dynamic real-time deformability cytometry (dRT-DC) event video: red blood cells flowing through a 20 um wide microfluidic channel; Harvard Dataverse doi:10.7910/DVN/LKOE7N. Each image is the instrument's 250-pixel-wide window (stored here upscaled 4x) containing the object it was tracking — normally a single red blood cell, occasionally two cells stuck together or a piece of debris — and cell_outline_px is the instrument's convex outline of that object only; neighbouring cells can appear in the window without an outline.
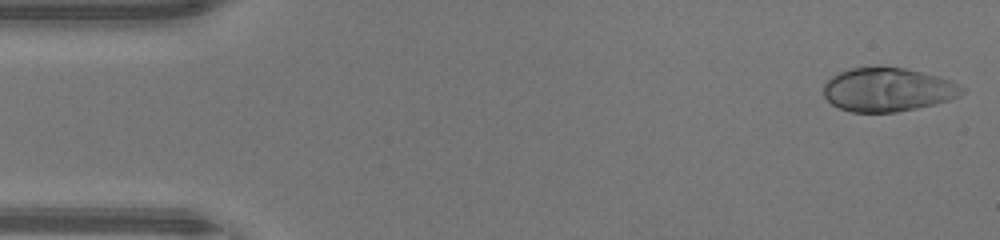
{"species": "human", "species_latin": "Homo sapiens", "temperature_condition": "warm", "stored_images_in_passage": 45, "camera_frame_rate_fps": 3000, "um_per_image_px": 0.085, "donor": {"sex": "male"}, "frame": {"image": 1, "passage_image": 1, "time_ms": 0.0, "image_size_px": [1000, 240], "cell_outline_px": [[968, 88], [960, 96], [936, 104], [896, 112], [852, 112], [840, 108], [832, 104], [824, 96], [824, 84], [832, 76], [840, 72], [852, 68], [904, 68], [936, 76], [948, 80]], "centroid_in_image_um": [75.48, 7.64], "position_along_channel_um": 9.5, "area_um2": 34.85}}
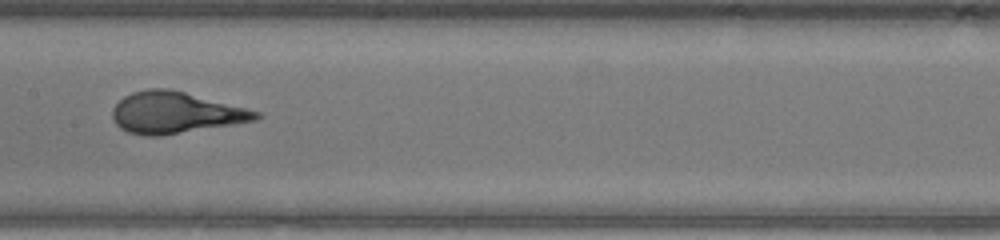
{"frame": {"image": 2, "passage_image": 22, "time_ms": 7.0, "image_size_px": [1000, 240], "cell_outline_px": [[264, 116], [256, 120], [160, 136], [148, 136], [128, 132], [120, 128], [116, 124], [112, 116], [112, 108], [124, 96], [132, 92], [148, 88], [168, 88], [184, 92], [260, 112]], "centroid_in_image_um": [14.87, 9.57], "position_along_channel_um": 192.5, "area_um2": 34.28}}
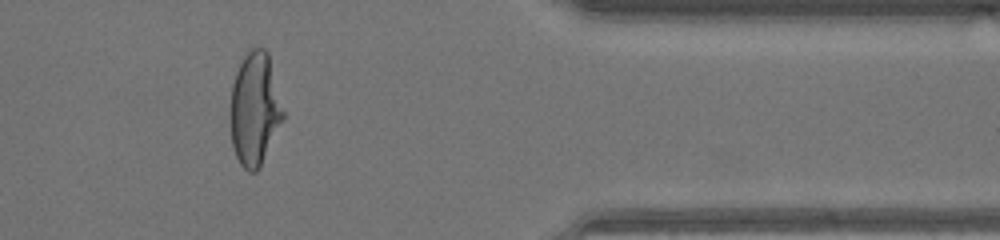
{"frame": {"image": 3, "passage_image": 37, "time_ms": 12.0, "image_size_px": [1000, 240], "cell_outline_px": [[284, 120], [260, 168], [256, 172], [248, 172], [240, 164], [236, 156], [232, 144], [232, 84], [236, 72], [248, 48], [264, 48], [268, 52], [284, 112]], "centroid_in_image_um": [21.69, 9.29], "position_along_channel_um": 389.7, "area_um2": 34.56}, "authors_computed_cell_mechanics": {"area_um2": 34.5066, "velocity_mm_per_s": 4.4766, "shape_relaxation_time_tau1_ms": 6.5255, "shape_relaxation_time_tau2_ms": null, "deformation_change_tau1": 0.341, "deformation_change_tau2": null}}